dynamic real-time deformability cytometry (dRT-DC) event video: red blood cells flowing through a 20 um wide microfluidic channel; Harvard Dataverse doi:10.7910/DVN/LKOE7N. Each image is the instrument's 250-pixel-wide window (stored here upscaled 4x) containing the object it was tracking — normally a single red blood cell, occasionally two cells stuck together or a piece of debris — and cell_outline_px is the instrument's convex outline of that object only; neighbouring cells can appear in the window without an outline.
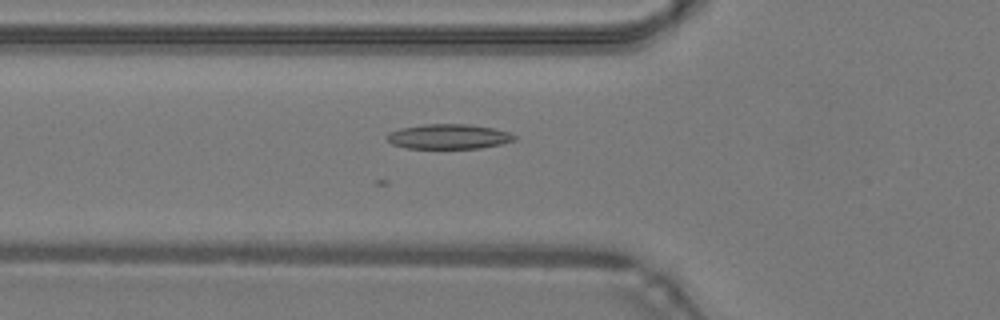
{"species": "common noctule bat (a hibernating species)", "species_latin": "Nyctalus noctula", "temperature_condition": "warm", "stored_images_in_passage": 30, "camera_frame_rate_fps": 3000, "um_per_image_px": 0.085, "animal": {"sex": "male", "body_mass_g": 19.2, "forearm_length_mm": 51.8}, "frame": {"image": 1, "passage_image": 2, "time_ms": 0.333, "image_size_px": [1000, 320], "cell_outline_px": [[516, 140], [500, 144], [480, 148], [404, 148], [392, 144], [388, 140], [388, 132], [400, 128], [424, 124], [468, 124], [492, 128], [508, 132], [516, 136]], "centroid_in_image_um": [38.12, 11.6], "position_along_channel_um": 87.7, "area_um2": 18.38}}
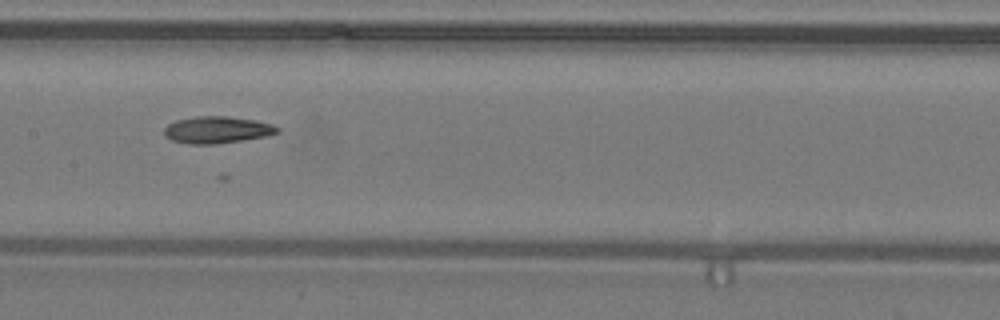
{"frame": {"image": 2, "passage_image": 9, "time_ms": 2.667, "image_size_px": [1000, 320], "cell_outline_px": [[280, 132], [264, 136], [216, 144], [188, 144], [172, 140], [164, 136], [164, 128], [168, 124], [176, 120], [196, 116], [228, 116], [256, 120], [272, 124], [280, 128]], "centroid_in_image_um": [18.43, 11.03], "position_along_channel_um": 189.0, "area_um2": 17.74}}
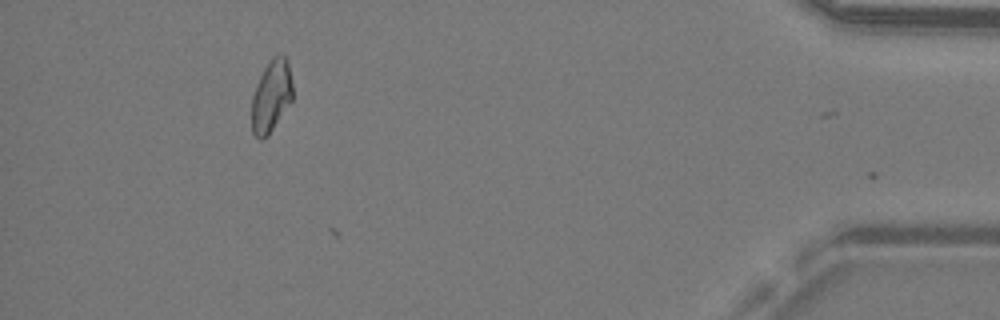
{"frame": {"image": 3, "passage_image": 29, "time_ms": 9.333, "image_size_px": [1000, 320], "cell_outline_px": [[292, 100], [268, 136], [264, 140], [260, 140], [252, 132], [252, 96], [256, 84], [264, 68], [272, 56], [288, 56], [292, 84]], "centroid_in_image_um": [23.06, 8.17], "position_along_channel_um": 412.1, "area_um2": 17.28}}